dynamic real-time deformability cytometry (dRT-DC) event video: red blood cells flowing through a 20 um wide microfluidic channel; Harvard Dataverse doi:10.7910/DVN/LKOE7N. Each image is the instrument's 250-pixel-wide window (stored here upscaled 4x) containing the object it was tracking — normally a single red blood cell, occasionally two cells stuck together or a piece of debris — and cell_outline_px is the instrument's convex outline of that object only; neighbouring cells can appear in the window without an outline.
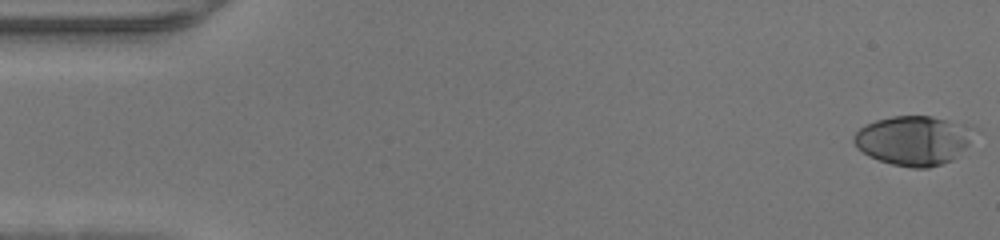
{"species": "human", "species_latin": "Homo sapiens", "temperature_condition": "warm", "stored_images_in_passage": 47, "camera_frame_rate_fps": 3000, "um_per_image_px": 0.085, "donor": {"sex": "male"}, "frame": {"image": 1, "passage_image": 1, "time_ms": 0.0, "image_size_px": [1000, 240], "cell_outline_px": [[980, 132], [952, 160], [928, 168], [912, 168], [892, 164], [868, 156], [856, 148], [852, 140], [852, 136], [860, 128], [876, 120], [892, 116], [932, 116], [976, 128]], "centroid_in_image_um": [77.66, 11.93], "position_along_channel_um": 7.3, "area_um2": 34.8}}
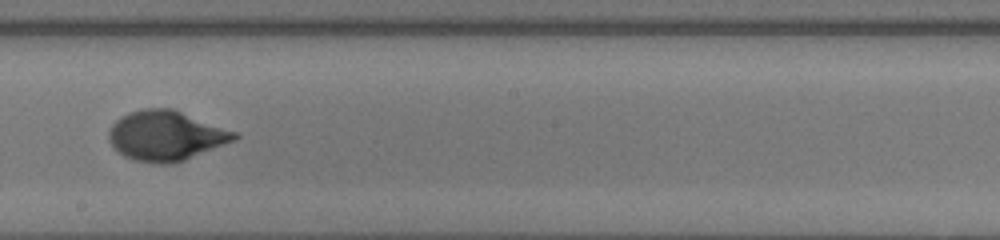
{"frame": {"image": 2, "passage_image": 27, "time_ms": 8.667, "image_size_px": [1000, 240], "cell_outline_px": [[240, 136], [236, 140], [184, 160], [172, 164], [156, 164], [136, 160], [124, 156], [108, 140], [108, 132], [112, 124], [120, 116], [128, 112], [144, 108], [172, 108], [240, 132]], "centroid_in_image_um": [14.14, 11.52], "position_along_channel_um": 234.1, "area_um2": 36.82}}
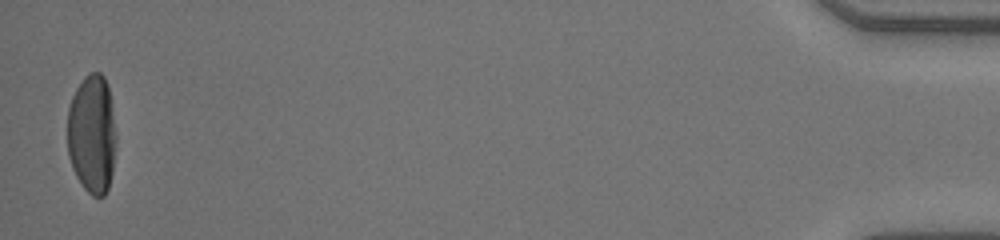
{"frame": {"image": 3, "passage_image": 47, "time_ms": 15.333, "image_size_px": [1000, 240], "cell_outline_px": [[116, 140], [112, 172], [108, 188], [104, 196], [92, 196], [84, 188], [76, 176], [72, 168], [68, 156], [68, 108], [72, 96], [76, 88], [84, 76], [88, 72], [100, 72], [104, 76], [108, 84], [116, 132]], "centroid_in_image_um": [7.82, 11.38], "position_along_channel_um": 427.4, "area_um2": 34.1}}